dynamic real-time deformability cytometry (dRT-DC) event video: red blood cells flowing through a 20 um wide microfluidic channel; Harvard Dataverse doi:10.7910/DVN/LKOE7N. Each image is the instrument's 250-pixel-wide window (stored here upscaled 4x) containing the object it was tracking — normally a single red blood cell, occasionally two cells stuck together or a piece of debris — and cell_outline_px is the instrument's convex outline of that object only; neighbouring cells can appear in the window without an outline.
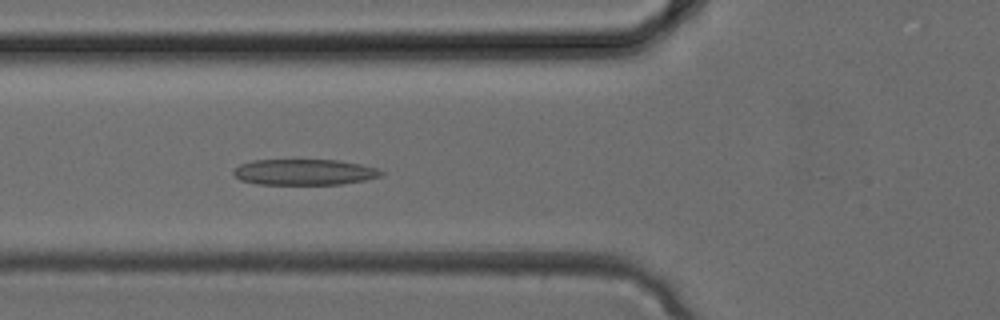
{"species": "common noctule bat (a hibernating species)", "species_latin": "Nyctalus noctula", "temperature_condition": "cold", "stored_images_in_passage": 4, "camera_frame_rate_fps": 3000, "um_per_image_px": 0.085, "animal": {"sex": "female", "body_mass_g": 24.6, "forearm_length_mm": 56.2}, "frame": {"image": 1, "passage_image": 4, "time_ms": 1.0, "image_size_px": [1000, 320], "cell_outline_px": [[384, 172], [380, 176], [364, 180], [340, 184], [256, 184], [240, 180], [232, 172], [240, 164], [252, 160], [340, 160], [360, 164], [376, 168]], "centroid_in_image_um": [25.84, 14.62], "position_along_channel_um": 100.0, "area_um2": 22.14}}